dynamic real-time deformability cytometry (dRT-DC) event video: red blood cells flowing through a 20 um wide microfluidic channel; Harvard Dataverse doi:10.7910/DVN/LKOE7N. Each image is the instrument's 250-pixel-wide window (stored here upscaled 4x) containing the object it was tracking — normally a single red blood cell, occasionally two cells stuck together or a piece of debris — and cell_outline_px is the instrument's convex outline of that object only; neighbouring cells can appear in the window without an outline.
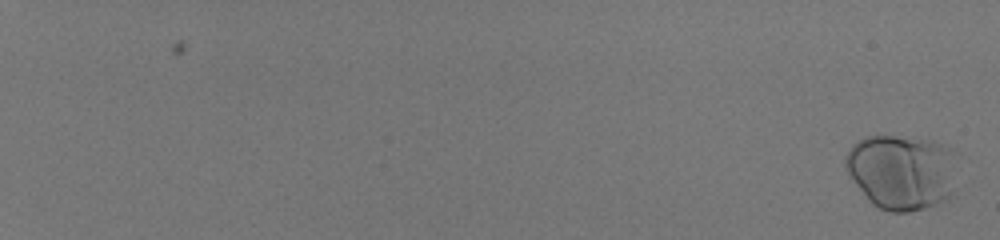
{"species": "human", "species_latin": "Homo sapiens", "temperature_condition": "room temperature", "stored_images_in_passage": 59, "camera_frame_rate_fps": 3000, "um_per_image_px": 0.085, "donor": {"sex": "male"}, "frame": {"image": 1, "passage_image": 2, "time_ms": 0.333, "image_size_px": [1000, 240], "cell_outline_px": [[952, 192], [944, 200], [924, 208], [908, 212], [892, 212], [880, 208], [872, 204], [868, 200], [856, 184], [848, 172], [844, 164], [844, 156], [852, 144], [864, 136], [892, 136], [932, 140], [952, 148]], "centroid_in_image_um": [76.57, 14.59], "position_along_channel_um": 8.4, "area_um2": 48.32}}
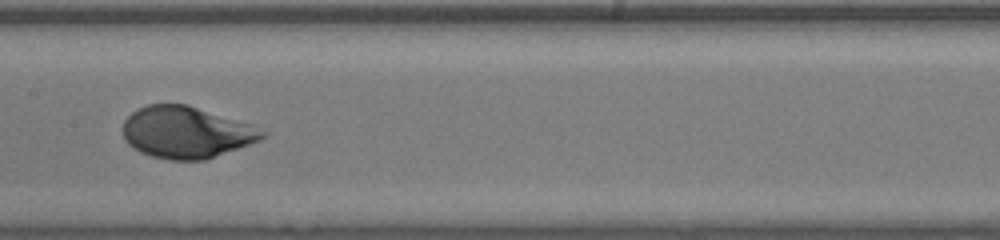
{"frame": {"image": 2, "passage_image": 38, "time_ms": 12.333, "image_size_px": [1000, 240], "cell_outline_px": [[268, 132], [260, 140], [204, 160], [172, 160], [152, 156], [140, 152], [128, 144], [124, 140], [124, 120], [136, 108], [148, 104], [188, 104], [252, 124]], "centroid_in_image_um": [15.83, 11.23], "position_along_channel_um": 191.6, "area_um2": 42.02}}
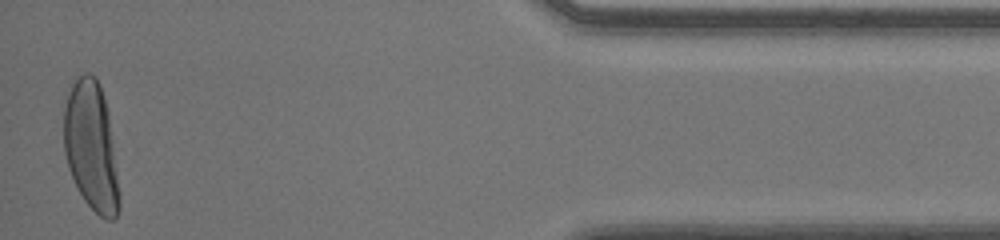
{"frame": {"image": 3, "passage_image": 59, "time_ms": 19.333, "image_size_px": [1000, 240], "cell_outline_px": [[120, 208], [116, 216], [112, 220], [108, 220], [100, 216], [84, 200], [68, 168], [64, 152], [64, 108], [72, 84], [84, 72], [92, 72], [96, 76], [100, 84], [108, 108], [120, 192]], "centroid_in_image_um": [7.78, 12.43], "position_along_channel_um": 427.4, "area_um2": 41.85}, "authors_computed_cell_mechanics": {"area_um2": 41.6738, "velocity_mm_per_s": 4.0429, "shape_relaxation_time_tau1_ms": 3.2477, "shape_relaxation_time_tau2_ms": null, "deformation_change_tau1": 0.1705, "deformation_change_tau2": null}}